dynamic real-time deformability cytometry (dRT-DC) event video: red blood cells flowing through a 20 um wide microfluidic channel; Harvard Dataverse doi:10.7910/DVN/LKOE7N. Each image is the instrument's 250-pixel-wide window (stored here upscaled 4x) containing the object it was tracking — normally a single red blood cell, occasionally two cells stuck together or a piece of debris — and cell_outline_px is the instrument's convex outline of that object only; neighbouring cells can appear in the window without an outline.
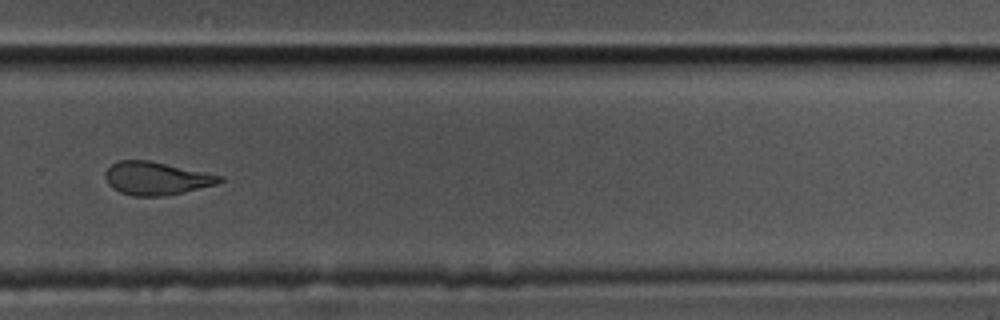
{"species": "common noctule bat (a hibernating species)", "species_latin": "Nyctalus noctula", "temperature_condition": "cold", "stored_images_in_passage": 9, "camera_frame_rate_fps": 3000, "um_per_image_px": 0.085, "animal": {"sex": "male", "body_mass_g": 17.5, "forearm_length_mm": 52.3}, "frame": {"image": 1, "passage_image": 9, "time_ms": 2.667, "image_size_px": [1000, 320], "cell_outline_px": [[224, 180], [216, 184], [164, 196], [132, 196], [120, 192], [112, 188], [108, 184], [104, 176], [104, 172], [112, 164], [120, 160], [148, 160], [224, 176]], "centroid_in_image_um": [13.25, 15.16], "position_along_channel_um": 316.5, "area_um2": 21.91}}